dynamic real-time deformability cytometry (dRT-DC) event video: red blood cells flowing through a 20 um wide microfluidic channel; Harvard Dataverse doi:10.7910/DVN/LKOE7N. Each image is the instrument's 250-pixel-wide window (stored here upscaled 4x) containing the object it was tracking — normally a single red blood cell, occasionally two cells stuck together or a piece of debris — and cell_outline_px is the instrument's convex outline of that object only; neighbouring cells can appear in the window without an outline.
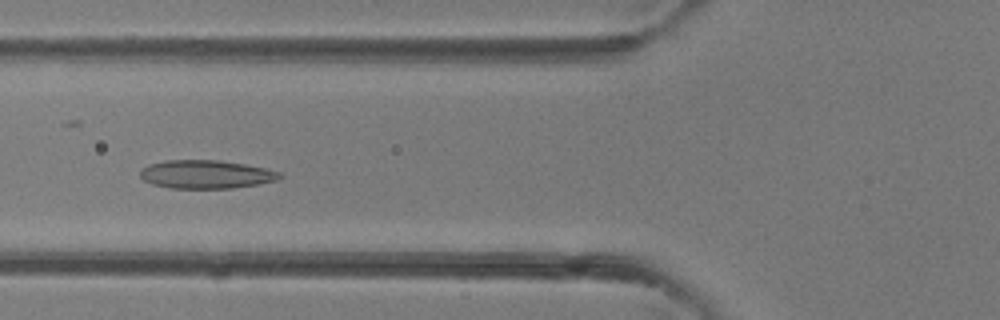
{"species": "common noctule bat (a hibernating species)", "species_latin": "Nyctalus noctula", "temperature_condition": "room temperature", "stored_images_in_passage": 31, "camera_frame_rate_fps": 3000, "um_per_image_px": 0.085, "animal": {"sex": "female"}, "frame": {"image": 1, "passage_image": 11, "time_ms": 3.333, "image_size_px": [1000, 320], "cell_outline_px": [[284, 176], [276, 180], [260, 184], [232, 188], [172, 188], [152, 184], [144, 180], [140, 176], [140, 168], [148, 164], [164, 160], [216, 160], [244, 164], [264, 168], [280, 172]], "centroid_in_image_um": [17.49, 14.81], "position_along_channel_um": 108.3, "area_um2": 23.12}}
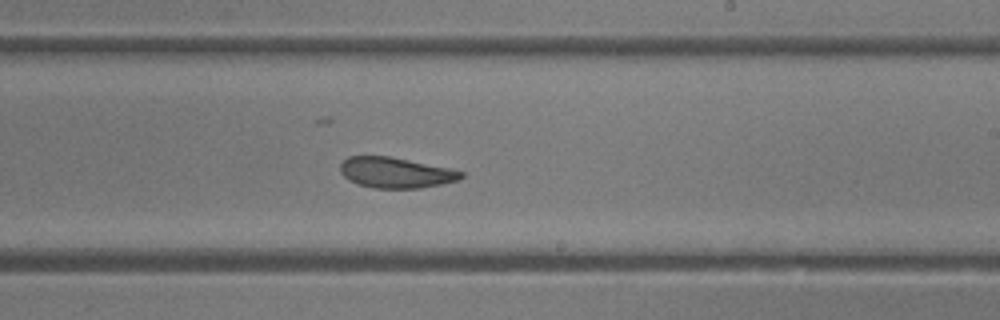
{"frame": {"image": 2, "passage_image": 20, "time_ms": 6.333, "image_size_px": [1000, 320], "cell_outline_px": [[464, 176], [460, 180], [444, 184], [420, 188], [372, 188], [356, 184], [348, 180], [340, 172], [340, 164], [348, 156], [388, 156], [452, 168], [464, 172]], "centroid_in_image_um": [33.66, 14.68], "position_along_channel_um": 255.3, "area_um2": 21.85}}
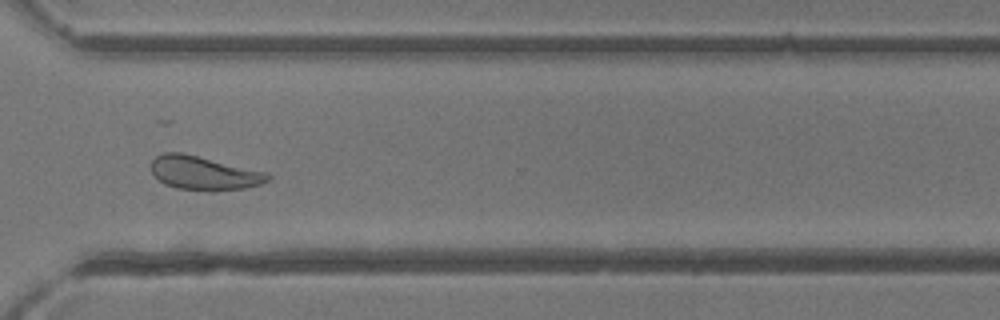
{"frame": {"image": 3, "passage_image": 26, "time_ms": 8.333, "image_size_px": [1000, 320], "cell_outline_px": [[272, 176], [268, 180], [260, 184], [244, 188], [176, 188], [164, 184], [152, 172], [148, 164], [156, 156], [164, 152], [184, 152], [268, 172]], "centroid_in_image_um": [17.3, 14.64], "position_along_channel_um": 353.3, "area_um2": 22.48}}